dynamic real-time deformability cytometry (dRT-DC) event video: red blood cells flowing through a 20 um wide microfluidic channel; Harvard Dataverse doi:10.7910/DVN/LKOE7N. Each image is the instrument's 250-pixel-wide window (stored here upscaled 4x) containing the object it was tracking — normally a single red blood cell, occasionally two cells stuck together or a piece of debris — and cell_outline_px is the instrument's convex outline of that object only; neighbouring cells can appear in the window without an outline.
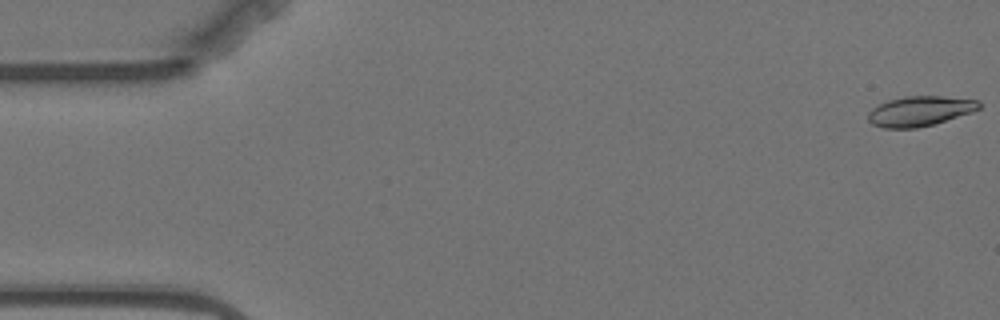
{"species": "Egyptian fruit bat (a non-hibernating species)", "species_latin": "Rousettus aegyptiacus", "temperature_condition": "warm", "stored_images_in_passage": 3, "camera_frame_rate_fps": 3000, "um_per_image_px": 0.085, "animal": {"sex": "female"}, "frame": {"image": 1, "passage_image": 1, "time_ms": 0.0, "image_size_px": [1000, 320], "cell_outline_px": [[980, 108], [972, 112], [932, 124], [916, 128], [884, 128], [872, 124], [868, 120], [868, 112], [872, 108], [888, 100], [904, 96], [940, 96], [980, 100]], "centroid_in_image_um": [78.17, 9.44], "position_along_channel_um": 6.8, "area_um2": 19.25}}